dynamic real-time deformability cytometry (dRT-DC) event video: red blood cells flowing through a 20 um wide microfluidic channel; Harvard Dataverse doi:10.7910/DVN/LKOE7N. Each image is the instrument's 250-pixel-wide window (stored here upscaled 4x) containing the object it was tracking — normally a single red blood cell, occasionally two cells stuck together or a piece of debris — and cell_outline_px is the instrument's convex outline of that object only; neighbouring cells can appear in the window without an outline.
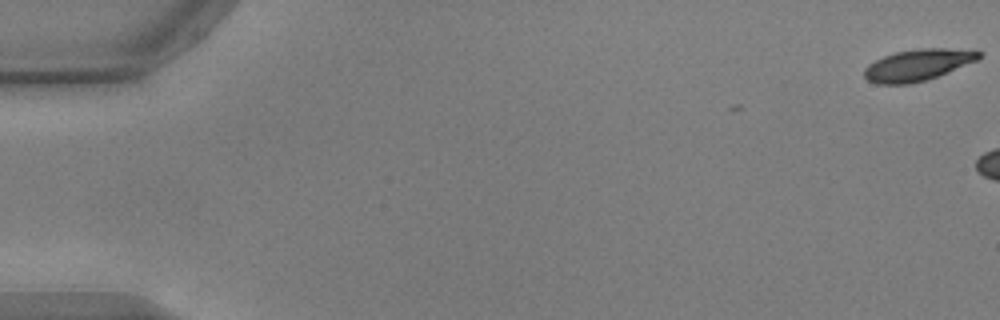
{"species": "common noctule bat (a hibernating species)", "species_latin": "Nyctalus noctula", "temperature_condition": "warm", "stored_images_in_passage": 5, "camera_frame_rate_fps": 3000, "um_per_image_px": 0.085, "animal": {"sex": "male", "body_mass_g": 17.9, "forearm_length_mm": 54.2}, "frame": {"image": 1, "passage_image": 1, "time_ms": 0.0, "image_size_px": [1000, 320], "cell_outline_px": [[984, 52], [976, 60], [936, 76], [924, 80], [908, 84], [876, 84], [868, 80], [864, 76], [864, 68], [868, 64], [884, 56], [896, 52], [916, 48], [976, 48]], "centroid_in_image_um": [78.04, 5.49], "position_along_channel_um": 7.0, "area_um2": 21.1}}